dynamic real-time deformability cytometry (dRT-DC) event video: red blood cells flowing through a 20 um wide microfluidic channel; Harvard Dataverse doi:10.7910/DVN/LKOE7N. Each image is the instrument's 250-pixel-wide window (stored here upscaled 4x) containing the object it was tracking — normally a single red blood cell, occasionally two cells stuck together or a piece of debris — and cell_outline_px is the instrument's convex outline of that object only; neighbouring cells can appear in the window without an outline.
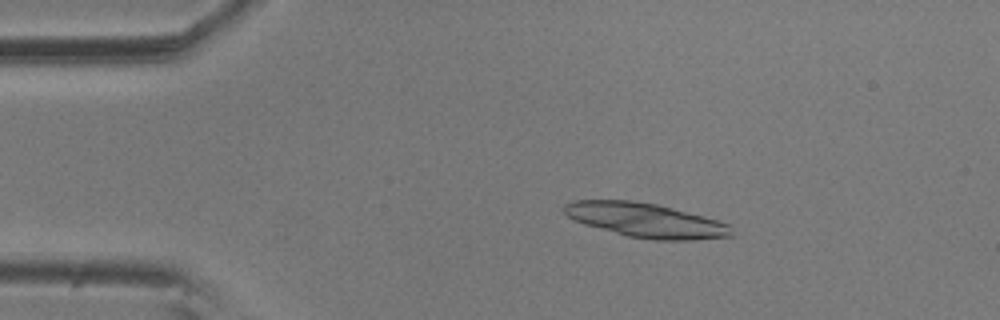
{"species": "common noctule bat (a hibernating species)", "species_latin": "Nyctalus noctula", "temperature_condition": "room temperature", "stored_images_in_passage": 4, "camera_frame_rate_fps": 3000, "um_per_image_px": 0.085, "animal": {"sex": "male", "body_mass_g": 20.5, "forearm_length_mm": 52.5}, "frame": {"image": 1, "passage_image": 2, "time_ms": 0.333, "image_size_px": [1000, 320], "cell_outline_px": [[732, 236], [692, 240], [652, 240], [628, 236], [584, 224], [572, 220], [564, 212], [564, 204], [572, 200], [628, 200], [656, 204], [704, 216], [728, 224], [732, 228]], "centroid_in_image_um": [54.86, 18.72], "position_along_channel_um": 30.1, "area_um2": 33.29}}